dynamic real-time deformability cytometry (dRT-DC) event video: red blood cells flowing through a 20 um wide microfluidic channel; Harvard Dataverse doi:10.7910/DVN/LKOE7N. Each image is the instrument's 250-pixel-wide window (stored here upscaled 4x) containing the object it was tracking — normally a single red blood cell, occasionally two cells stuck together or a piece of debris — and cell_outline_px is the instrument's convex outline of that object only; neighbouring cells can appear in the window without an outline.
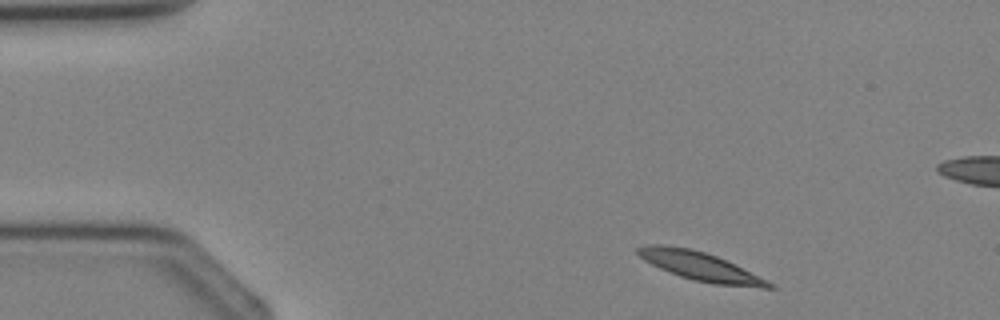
{"species": "Egyptian fruit bat (a non-hibernating species)", "species_latin": "Rousettus aegyptiacus", "temperature_condition": "cold", "stored_images_in_passage": 3, "camera_frame_rate_fps": 3000, "um_per_image_px": 0.085, "animal": {"sex": "female"}, "frame": {"image": 1, "passage_image": 1, "time_ms": 0.0, "image_size_px": [1000, 320], "cell_outline_px": [[780, 288], [760, 288], [712, 284], [692, 280], [668, 272], [644, 260], [636, 252], [636, 248], [648, 244], [664, 244], [692, 248], [716, 256], [768, 280], [776, 284]], "centroid_in_image_um": [59.55, 22.65], "position_along_channel_um": 25.5, "area_um2": 22.08}}